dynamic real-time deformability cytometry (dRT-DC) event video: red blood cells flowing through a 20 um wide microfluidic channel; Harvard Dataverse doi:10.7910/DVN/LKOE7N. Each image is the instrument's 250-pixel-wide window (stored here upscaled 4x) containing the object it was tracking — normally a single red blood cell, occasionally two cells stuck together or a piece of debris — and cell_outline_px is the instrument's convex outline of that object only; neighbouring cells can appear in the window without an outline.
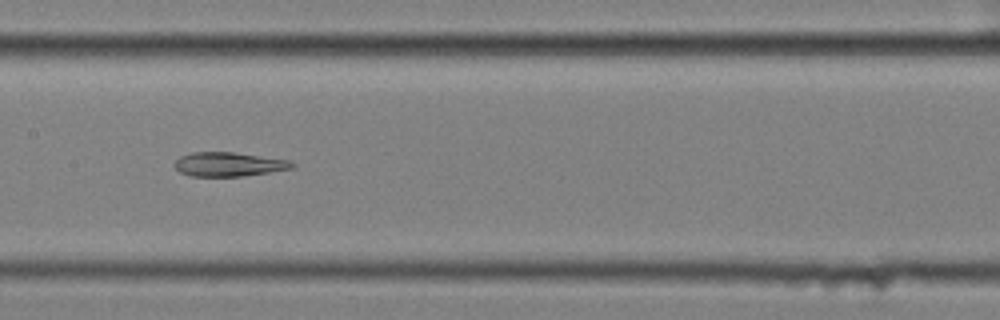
{"species": "common noctule bat (a hibernating species)", "species_latin": "Nyctalus noctula", "temperature_condition": "cold", "stored_images_in_passage": 42, "camera_frame_rate_fps": 3000, "um_per_image_px": 0.085, "animal": {"sex": "female", "body_mass_g": 25.1}, "frame": {"image": 1, "passage_image": 13, "time_ms": 4.0, "image_size_px": [1000, 320], "cell_outline_px": [[296, 164], [292, 168], [244, 176], [188, 176], [180, 172], [172, 164], [180, 156], [192, 152], [236, 152], [288, 160]], "centroid_in_image_um": [19.4, 13.96], "position_along_channel_um": 188.0, "area_um2": 16.53}}
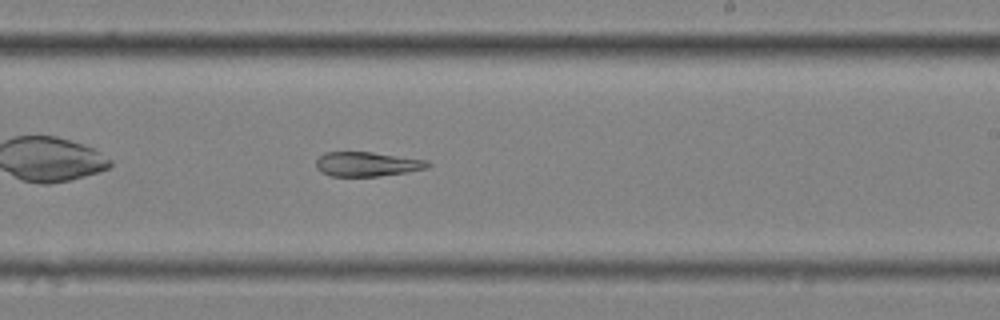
{"frame": {"image": 2, "passage_image": 19, "time_ms": 6.0, "image_size_px": [1000, 320], "cell_outline_px": [[432, 164], [428, 168], [380, 176], [332, 176], [320, 172], [316, 168], [316, 160], [324, 152], [372, 152], [428, 160]], "centroid_in_image_um": [31.2, 13.94], "position_along_channel_um": 257.8, "area_um2": 15.95}}